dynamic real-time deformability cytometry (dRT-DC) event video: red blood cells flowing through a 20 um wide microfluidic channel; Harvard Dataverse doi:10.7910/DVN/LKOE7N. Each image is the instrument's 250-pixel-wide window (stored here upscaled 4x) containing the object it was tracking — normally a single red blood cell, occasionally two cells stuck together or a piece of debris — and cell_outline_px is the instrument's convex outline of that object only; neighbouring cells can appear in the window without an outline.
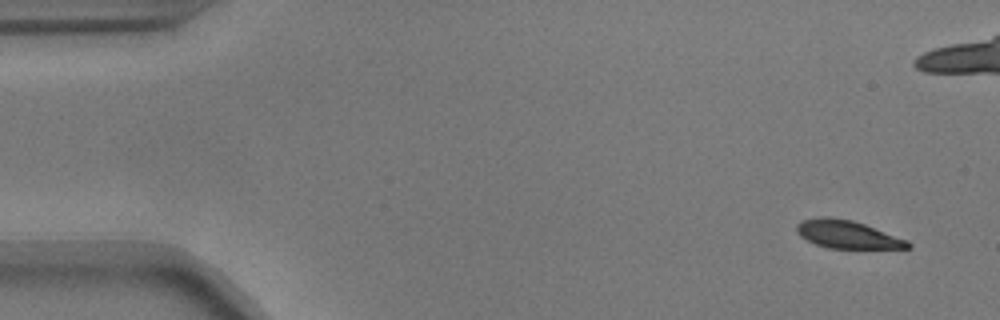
{"species": "common noctule bat (a hibernating species)", "species_latin": "Nyctalus noctula", "temperature_condition": "warm", "stored_images_in_passage": 9, "camera_frame_rate_fps": 3000, "um_per_image_px": 0.085, "animal": {"sex": "male", "body_mass_g": 17.9}, "frame": {"image": 1, "passage_image": 1, "time_ms": 0.0, "image_size_px": [1000, 320], "cell_outline_px": [[912, 248], [828, 248], [816, 244], [800, 236], [796, 232], [796, 224], [800, 220], [824, 216], [828, 216], [852, 220], [864, 224], [908, 240], [912, 244]], "centroid_in_image_um": [72.01, 19.92], "position_along_channel_um": 13.0, "area_um2": 18.09}}